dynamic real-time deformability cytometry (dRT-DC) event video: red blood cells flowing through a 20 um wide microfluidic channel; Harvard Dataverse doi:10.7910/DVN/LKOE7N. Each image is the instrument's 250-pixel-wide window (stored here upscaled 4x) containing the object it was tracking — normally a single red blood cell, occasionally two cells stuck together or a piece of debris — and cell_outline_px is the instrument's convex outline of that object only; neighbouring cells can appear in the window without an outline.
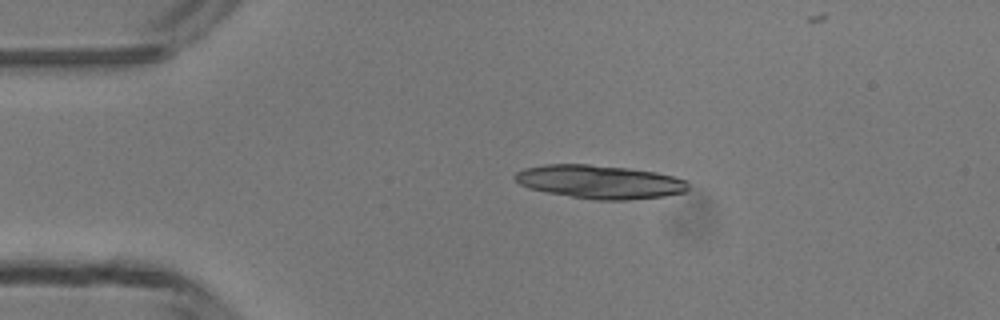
{"species": "common noctule bat (a hibernating species)", "species_latin": "Nyctalus noctula", "temperature_condition": "room temperature", "stored_images_in_passage": 14, "camera_frame_rate_fps": 3000, "um_per_image_px": 0.085, "animal": {"sex": "male", "body_mass_g": 13.3}, "frame": {"image": 1, "passage_image": 1, "time_ms": 0.0, "image_size_px": [1000, 320], "cell_outline_px": [[688, 188], [684, 192], [664, 196], [628, 200], [596, 200], [544, 192], [528, 188], [520, 184], [512, 176], [516, 172], [524, 168], [544, 164], [588, 164], [628, 168], [656, 172], [672, 176], [684, 180], [688, 184]], "centroid_in_image_um": [50.93, 15.45], "position_along_channel_um": 34.1, "area_um2": 33.87}}
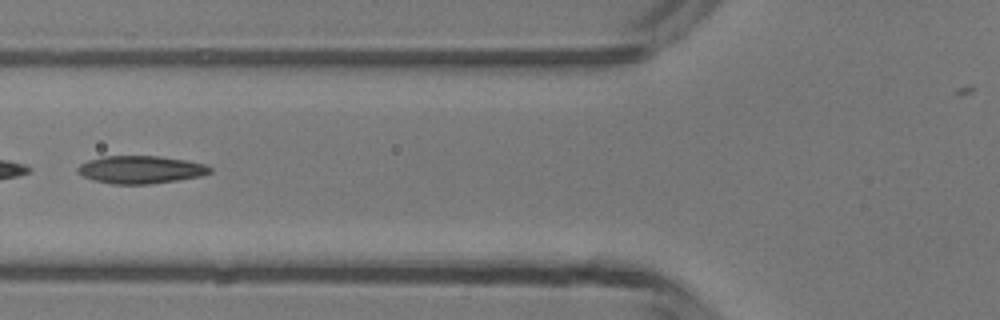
{"frame": {"image": 2, "passage_image": 10, "time_ms": 3.0, "image_size_px": [1000, 320], "cell_outline_px": [[212, 172], [204, 176], [148, 184], [112, 184], [92, 180], [76, 172], [76, 168], [80, 164], [88, 160], [104, 156], [160, 156], [184, 160], [204, 164], [212, 168]], "centroid_in_image_um": [11.94, 14.42], "position_along_channel_um": 113.9, "area_um2": 21.44}}